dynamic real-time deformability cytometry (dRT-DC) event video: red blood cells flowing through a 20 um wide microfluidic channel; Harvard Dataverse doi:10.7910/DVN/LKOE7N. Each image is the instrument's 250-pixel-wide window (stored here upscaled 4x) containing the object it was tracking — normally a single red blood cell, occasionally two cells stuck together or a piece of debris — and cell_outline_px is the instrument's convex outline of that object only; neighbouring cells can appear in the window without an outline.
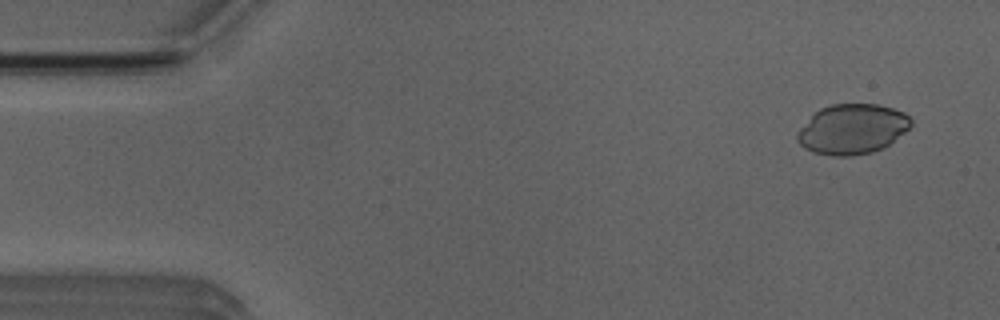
{"species": "Egyptian fruit bat (a non-hibernating species)", "species_latin": "Rousettus aegyptiacus", "temperature_condition": "room temperature", "stored_images_in_passage": 4, "camera_frame_rate_fps": 3000, "um_per_image_px": 0.085, "animal": {"sex": "male"}, "frame": {"image": 1, "passage_image": 1, "time_ms": 0.0, "image_size_px": [1000, 320], "cell_outline_px": [[912, 124], [904, 132], [888, 144], [872, 152], [852, 156], [832, 156], [812, 152], [804, 148], [796, 140], [796, 132], [812, 112], [820, 108], [832, 104], [876, 104], [892, 108], [904, 112], [912, 120]], "centroid_in_image_um": [72.37, 10.97], "position_along_channel_um": 12.6, "area_um2": 33.29}}